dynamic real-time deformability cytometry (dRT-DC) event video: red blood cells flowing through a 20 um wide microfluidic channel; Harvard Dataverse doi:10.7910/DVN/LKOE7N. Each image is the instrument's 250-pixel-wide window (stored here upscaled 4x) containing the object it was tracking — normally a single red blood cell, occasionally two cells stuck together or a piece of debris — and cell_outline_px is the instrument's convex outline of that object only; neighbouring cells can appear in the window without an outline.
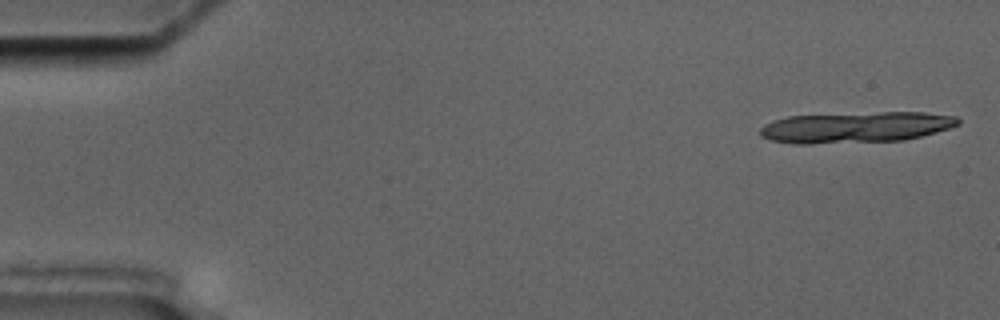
{"species": "common noctule bat (a hibernating species)", "species_latin": "Nyctalus noctula", "temperature_condition": "cold", "stored_images_in_passage": 5, "camera_frame_rate_fps": 3000, "um_per_image_px": 0.085, "animal": {"sex": "male", "body_mass_g": 17.5, "forearm_length_mm": 52.3}, "frame": {"image": 1, "passage_image": 1, "time_ms": 0.0, "image_size_px": [1000, 320], "cell_outline_px": [[960, 124], [936, 132], [904, 140], [808, 144], [792, 144], [772, 140], [760, 136], [760, 128], [764, 124], [772, 120], [788, 116], [880, 112], [924, 112], [956, 116], [960, 120]], "centroid_in_image_um": [72.72, 10.82], "position_along_channel_um": 12.3, "area_um2": 35.78}}
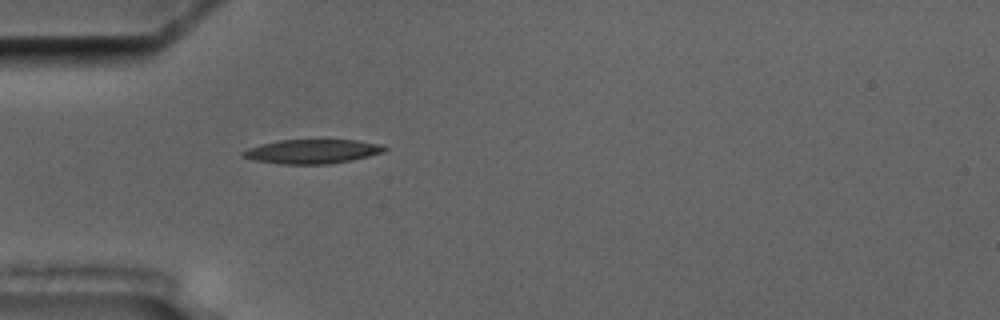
{"frame": {"image": 2, "passage_image": 5, "time_ms": 5.333, "image_size_px": [1000, 320], "cell_outline_px": [[388, 148], [384, 152], [352, 160], [328, 164], [280, 164], [252, 160], [240, 156], [240, 152], [248, 148], [260, 144], [280, 140], [356, 140], [380, 144]], "centroid_in_image_um": [26.49, 12.88], "position_along_channel_um": 58.5, "area_um2": 20.06}}